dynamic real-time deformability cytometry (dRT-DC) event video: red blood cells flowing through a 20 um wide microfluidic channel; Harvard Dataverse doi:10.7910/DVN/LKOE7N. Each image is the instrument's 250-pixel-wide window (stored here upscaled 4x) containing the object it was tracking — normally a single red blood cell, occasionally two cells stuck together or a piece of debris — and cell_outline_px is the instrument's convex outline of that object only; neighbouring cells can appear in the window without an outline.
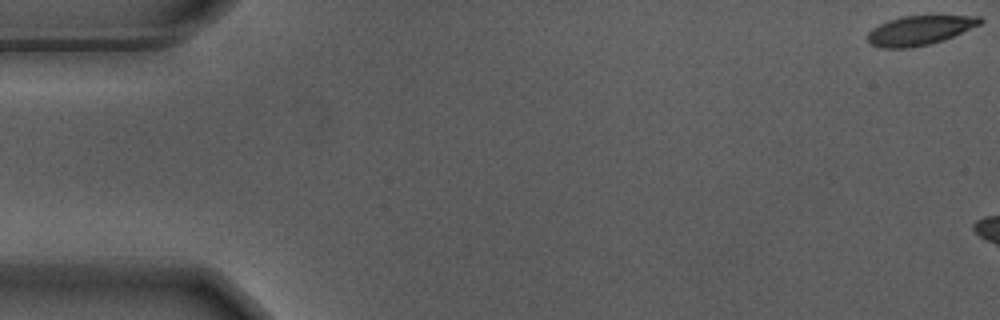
{"species": "Egyptian fruit bat (a non-hibernating species)", "species_latin": "Rousettus aegyptiacus", "temperature_condition": "warm", "stored_images_in_passage": 6, "camera_frame_rate_fps": 3000, "um_per_image_px": 0.085, "animal": {"sex": "male"}, "frame": {"image": 1, "passage_image": 1, "time_ms": 0.0, "image_size_px": [1000, 320], "cell_outline_px": [[984, 20], [980, 24], [944, 40], [912, 48], [880, 48], [872, 44], [868, 40], [868, 32], [872, 28], [888, 20], [900, 16], [980, 16]], "centroid_in_image_um": [78.15, 2.58], "position_along_channel_um": 6.9, "area_um2": 19.13}}